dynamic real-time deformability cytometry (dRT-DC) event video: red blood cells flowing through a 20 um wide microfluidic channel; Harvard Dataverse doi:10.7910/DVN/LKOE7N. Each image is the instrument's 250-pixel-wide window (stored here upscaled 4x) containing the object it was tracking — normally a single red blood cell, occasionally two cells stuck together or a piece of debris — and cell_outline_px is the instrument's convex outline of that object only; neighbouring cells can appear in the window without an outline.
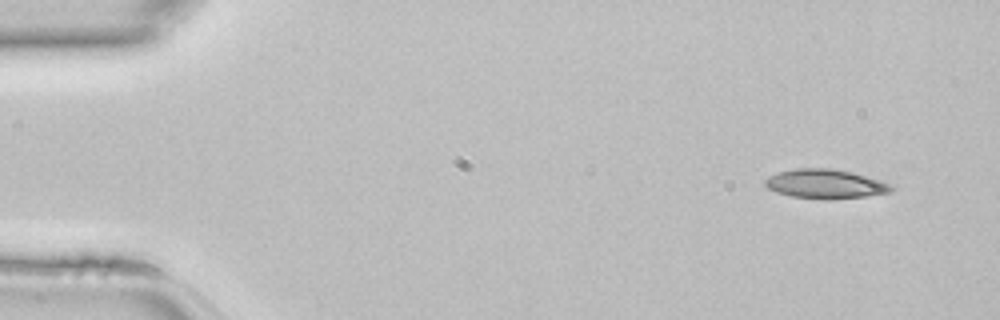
{"species": "common noctule bat (a hibernating species)", "species_latin": "Nyctalus noctula", "temperature_condition": "room temperature", "stored_images_in_passage": 45, "camera_frame_rate_fps": 3000, "um_per_image_px": 0.085, "animal": {"sex": "female", "body_mass_g": 22.7, "forearm_length_mm": 54.2}, "frame": {"image": 1, "passage_image": 3, "time_ms": 0.667, "image_size_px": [1000, 320], "cell_outline_px": [[896, 188], [892, 192], [864, 196], [832, 200], [828, 200], [792, 196], [776, 192], [768, 188], [764, 184], [764, 180], [768, 176], [776, 172], [796, 168], [832, 168], [852, 172], [880, 180]], "centroid_in_image_um": [70.13, 15.63], "position_along_channel_um": 14.9, "area_um2": 21.68}}
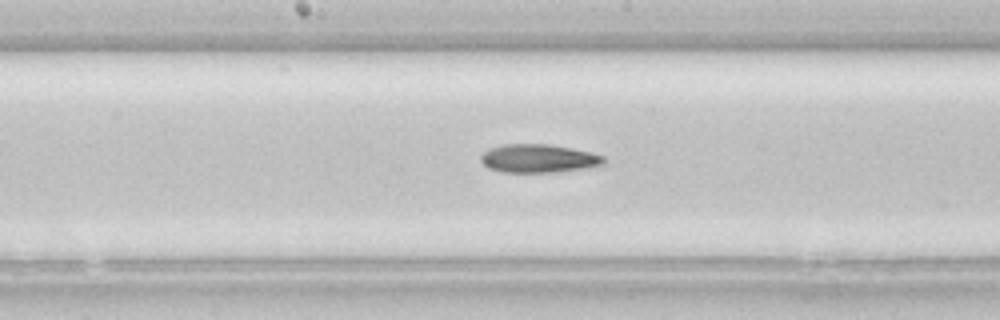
{"frame": {"image": 2, "passage_image": 23, "time_ms": 7.333, "image_size_px": [1000, 320], "cell_outline_px": [[604, 164], [584, 168], [556, 172], [504, 172], [488, 168], [480, 160], [480, 156], [488, 148], [504, 144], [548, 144], [592, 152], [604, 156]], "centroid_in_image_um": [45.75, 13.46], "position_along_channel_um": 202.4, "area_um2": 20.29}}
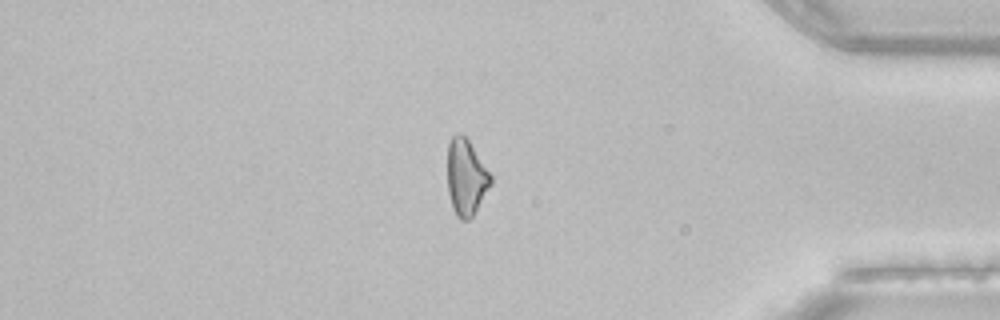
{"frame": {"image": 3, "passage_image": 38, "time_ms": 12.333, "image_size_px": [1000, 320], "cell_outline_px": [[492, 184], [472, 216], [468, 220], [460, 220], [456, 216], [452, 208], [448, 192], [448, 144], [452, 136], [456, 132], [460, 132], [468, 140], [492, 176]], "centroid_in_image_um": [39.61, 15.08], "position_along_channel_um": 395.6, "area_um2": 19.13}}